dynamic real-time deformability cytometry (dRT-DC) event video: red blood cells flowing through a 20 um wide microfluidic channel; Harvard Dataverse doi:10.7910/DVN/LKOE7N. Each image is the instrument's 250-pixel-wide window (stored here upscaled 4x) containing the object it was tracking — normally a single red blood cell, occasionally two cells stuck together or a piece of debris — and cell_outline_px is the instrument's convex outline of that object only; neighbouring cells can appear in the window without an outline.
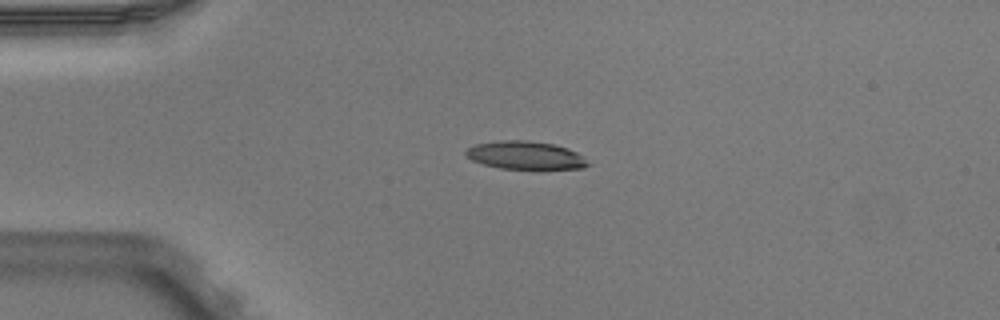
{"species": "Egyptian fruit bat (a non-hibernating species)", "species_latin": "Rousettus aegyptiacus", "temperature_condition": "warm", "stored_images_in_passage": 6, "camera_frame_rate_fps": 3000, "um_per_image_px": 0.085, "animal": {"sex": "male"}, "frame": {"image": 1, "passage_image": 3, "time_ms": 0.667, "image_size_px": [1000, 320], "cell_outline_px": [[592, 164], [584, 168], [540, 172], [500, 168], [484, 164], [472, 160], [464, 156], [464, 152], [468, 148], [476, 144], [500, 140], [528, 140], [552, 144], [568, 148], [576, 152]], "centroid_in_image_um": [44.72, 13.26], "position_along_channel_um": 40.3, "area_um2": 20.98}}
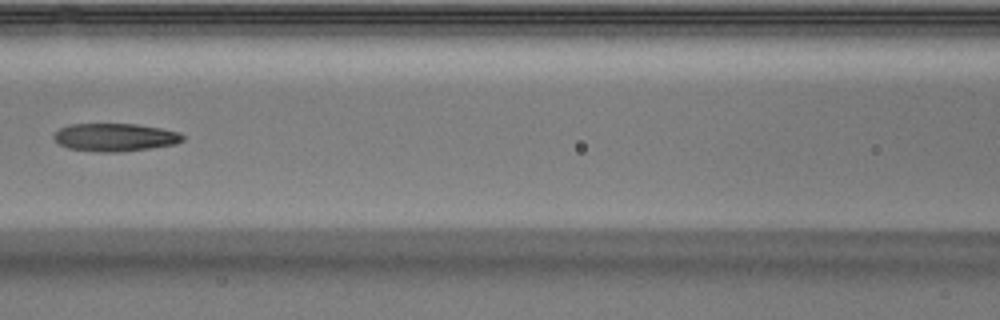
{"frame": {"image": 2, "passage_image": 6, "time_ms": 1.667, "image_size_px": [1000, 320], "cell_outline_px": [[184, 140], [176, 144], [120, 152], [100, 152], [68, 148], [60, 144], [52, 136], [60, 128], [68, 124], [136, 124], [160, 128], [180, 132], [184, 136]], "centroid_in_image_um": [9.79, 11.66], "position_along_channel_um": 156.8, "area_um2": 20.92}}